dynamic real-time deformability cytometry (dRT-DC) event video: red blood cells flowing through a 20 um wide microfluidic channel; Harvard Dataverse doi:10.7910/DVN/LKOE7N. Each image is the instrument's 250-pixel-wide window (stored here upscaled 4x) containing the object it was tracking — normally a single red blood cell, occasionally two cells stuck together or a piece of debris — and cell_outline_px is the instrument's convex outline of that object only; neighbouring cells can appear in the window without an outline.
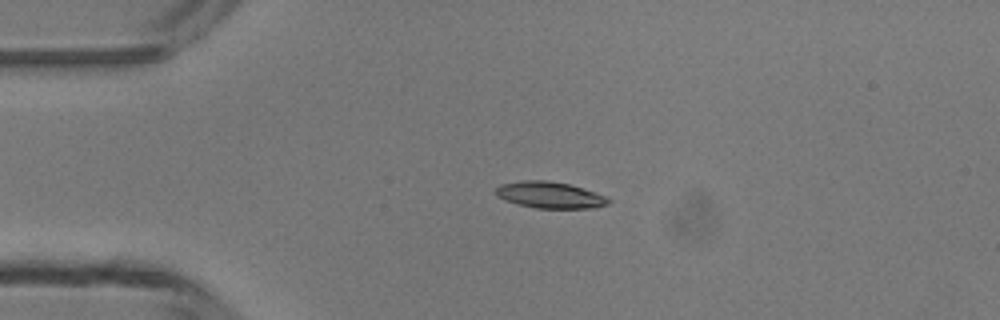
{"species": "common noctule bat (a hibernating species)", "species_latin": "Nyctalus noctula", "temperature_condition": "room temperature", "stored_images_in_passage": 5, "camera_frame_rate_fps": 3000, "um_per_image_px": 0.085, "animal": {"sex": "male", "body_mass_g": 13.3}, "frame": {"image": 1, "passage_image": 3, "time_ms": 3.333, "image_size_px": [1000, 320], "cell_outline_px": [[612, 200], [608, 204], [596, 208], [536, 208], [516, 204], [504, 200], [496, 196], [496, 188], [500, 184], [520, 180], [544, 180], [568, 184], [604, 196]], "centroid_in_image_um": [46.68, 16.58], "position_along_channel_um": 38.3, "area_um2": 17.28}}
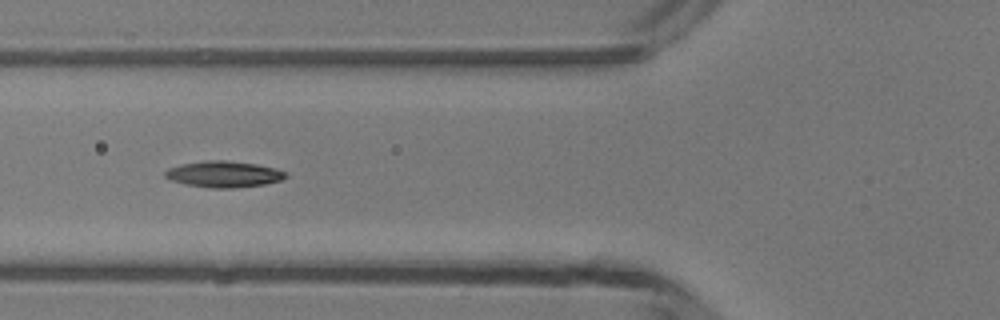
{"frame": {"image": 2, "passage_image": 5, "time_ms": 5.667, "image_size_px": [1000, 320], "cell_outline_px": [[288, 176], [280, 180], [264, 184], [232, 188], [208, 188], [184, 184], [172, 180], [164, 176], [164, 172], [168, 168], [180, 164], [208, 160], [224, 160], [256, 164], [276, 168], [288, 172]], "centroid_in_image_um": [19.02, 14.8], "position_along_channel_um": 106.8, "area_um2": 18.5}}